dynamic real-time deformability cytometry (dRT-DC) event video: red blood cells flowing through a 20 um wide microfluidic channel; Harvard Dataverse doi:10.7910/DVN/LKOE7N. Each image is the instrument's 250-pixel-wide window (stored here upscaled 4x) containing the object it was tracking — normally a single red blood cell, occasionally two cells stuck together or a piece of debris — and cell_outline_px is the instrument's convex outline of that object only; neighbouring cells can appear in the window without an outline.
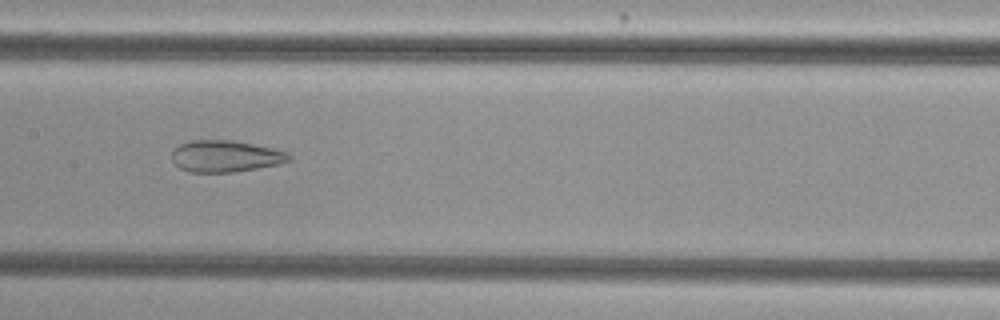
{"species": "common noctule bat (a hibernating species)", "species_latin": "Nyctalus noctula", "temperature_condition": "cold", "stored_images_in_passage": 37, "camera_frame_rate_fps": 3000, "um_per_image_px": 0.085, "animal": {"sex": "female", "body_mass_g": 29.2, "forearm_length_mm": 56.3}, "frame": {"image": 1, "passage_image": 16, "time_ms": 5.0, "image_size_px": [1000, 320], "cell_outline_px": [[292, 160], [280, 164], [232, 172], [188, 172], [180, 168], [172, 160], [172, 152], [180, 144], [192, 140], [236, 140], [272, 148], [288, 152], [292, 156]], "centroid_in_image_um": [19.2, 13.27], "position_along_channel_um": 188.2, "area_um2": 21.68}}
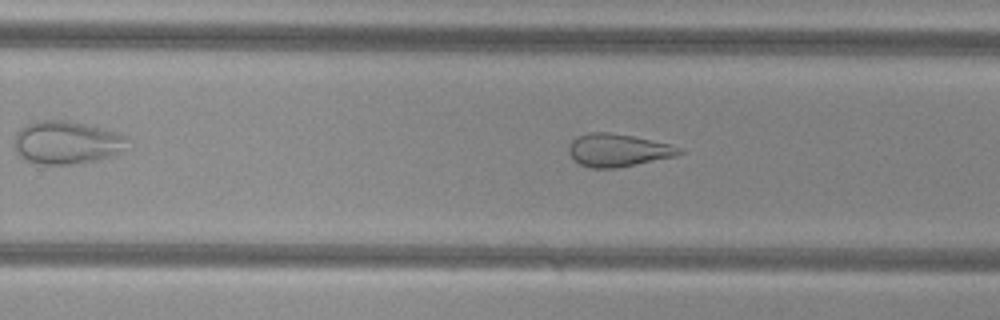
{"frame": {"image": 2, "passage_image": 23, "time_ms": 7.333, "image_size_px": [1000, 320], "cell_outline_px": [[684, 152], [676, 156], [616, 168], [592, 168], [580, 164], [572, 160], [568, 152], [568, 144], [576, 136], [588, 132], [608, 132], [632, 136], [672, 144], [684, 148]], "centroid_in_image_um": [52.51, 12.76], "position_along_channel_um": 277.3, "area_um2": 21.39}}
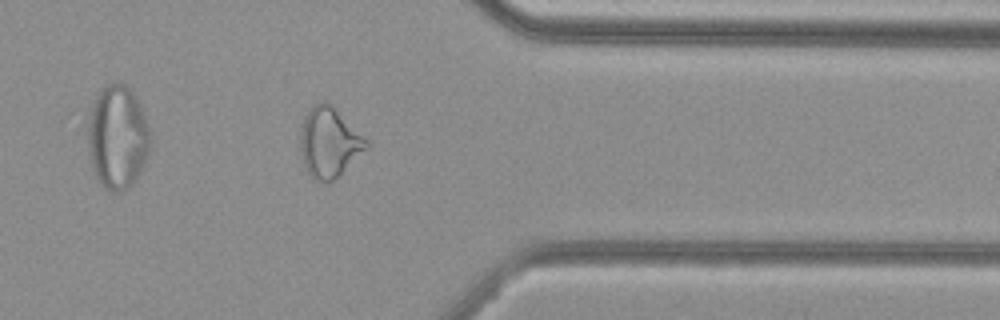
{"frame": {"image": 3, "passage_image": 32, "time_ms": 10.333, "image_size_px": [1000, 320], "cell_outline_px": [[372, 144], [368, 148], [328, 184], [316, 180], [308, 172], [304, 164], [300, 148], [300, 136], [304, 116], [320, 100], [324, 100], [332, 104]], "centroid_in_image_um": [28.0, 12.09], "position_along_channel_um": 383.4, "area_um2": 26.76}, "authors_computed_cell_mechanics": {"area_um2": 23.8136, "velocity_mm_per_s": 3.8248, "shape_relaxation_time_tau1_ms": null, "shape_relaxation_time_tau2_ms": 1.8476, "deformation_change_tau1": null, "deformation_change_tau2": 0.1052}}